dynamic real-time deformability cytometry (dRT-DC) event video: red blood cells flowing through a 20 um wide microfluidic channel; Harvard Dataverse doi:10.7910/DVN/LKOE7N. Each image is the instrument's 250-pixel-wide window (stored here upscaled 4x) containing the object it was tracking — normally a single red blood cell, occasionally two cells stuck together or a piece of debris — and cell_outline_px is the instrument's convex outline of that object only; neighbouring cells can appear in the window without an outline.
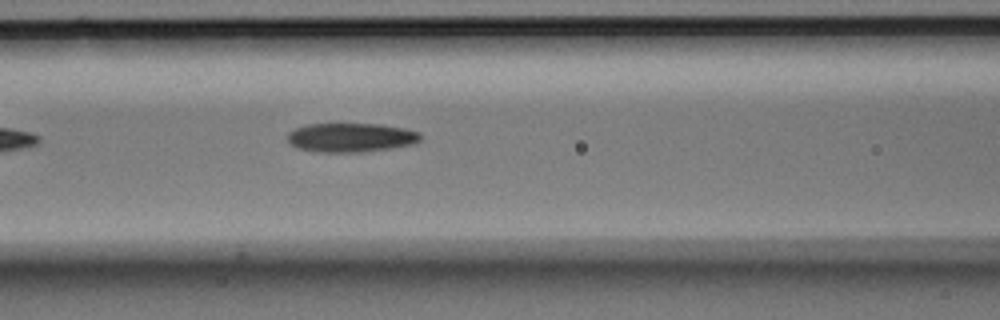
{"species": "Egyptian fruit bat (a non-hibernating species)", "species_latin": "Rousettus aegyptiacus", "temperature_condition": "room temperature", "stored_images_in_passage": 6, "camera_frame_rate_fps": 3000, "um_per_image_px": 0.085, "animal": {"sex": "male"}, "frame": {"image": 1, "passage_image": 6, "time_ms": 1.667, "image_size_px": [1000, 320], "cell_outline_px": [[420, 140], [412, 144], [388, 148], [360, 152], [320, 152], [300, 148], [292, 144], [288, 140], [288, 132], [296, 128], [308, 124], [380, 124], [404, 128], [420, 132]], "centroid_in_image_um": [29.83, 11.68], "position_along_channel_um": 136.8, "area_um2": 22.2}}